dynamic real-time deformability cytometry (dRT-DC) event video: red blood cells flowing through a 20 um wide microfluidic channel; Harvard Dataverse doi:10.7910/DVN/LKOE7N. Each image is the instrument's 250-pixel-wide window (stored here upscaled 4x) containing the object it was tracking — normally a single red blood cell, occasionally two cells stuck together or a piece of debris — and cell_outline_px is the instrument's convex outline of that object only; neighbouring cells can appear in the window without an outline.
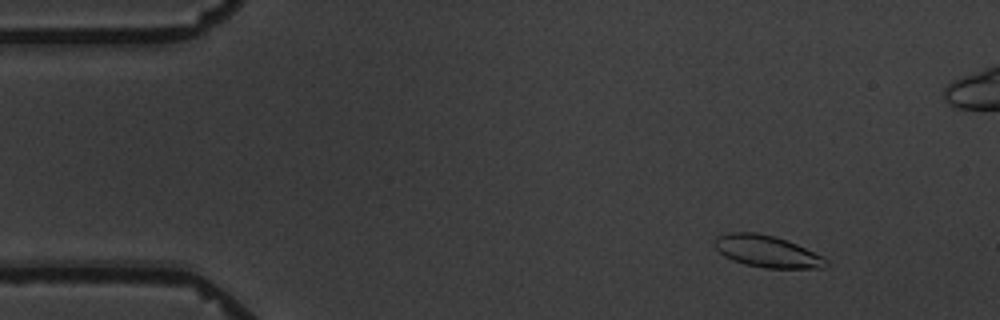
{"species": "common noctule bat (a hibernating species)", "species_latin": "Nyctalus noctula", "temperature_condition": "warm", "stored_images_in_passage": 5, "camera_frame_rate_fps": 3000, "um_per_image_px": 0.085, "animal": {"sex": "male", "body_mass_g": 19.5, "forearm_length_mm": 54.6}, "frame": {"image": 1, "passage_image": 2, "time_ms": 1.0, "image_size_px": [1000, 320], "cell_outline_px": [[828, 264], [824, 268], [764, 268], [744, 264], [732, 260], [724, 256], [712, 244], [716, 236], [732, 232], [756, 232], [776, 236], [796, 244], [824, 256], [828, 260]], "centroid_in_image_um": [65.19, 21.37], "position_along_channel_um": 19.8, "area_um2": 20.87}}